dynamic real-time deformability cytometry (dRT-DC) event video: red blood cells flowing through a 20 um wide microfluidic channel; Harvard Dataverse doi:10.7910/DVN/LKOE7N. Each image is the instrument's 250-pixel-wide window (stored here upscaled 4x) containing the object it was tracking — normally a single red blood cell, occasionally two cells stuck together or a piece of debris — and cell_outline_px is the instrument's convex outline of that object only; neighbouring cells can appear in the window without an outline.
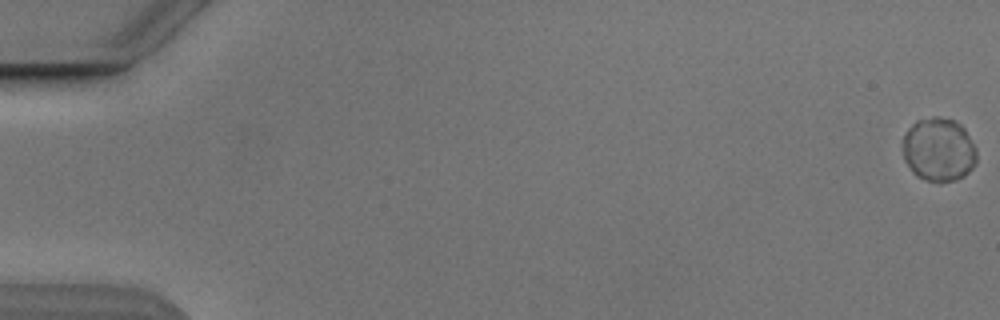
{"species": "Egyptian fruit bat (a non-hibernating species)", "species_latin": "Rousettus aegyptiacus", "temperature_condition": "cold", "stored_images_in_passage": 6, "camera_frame_rate_fps": 3000, "um_per_image_px": 0.085, "animal": {"sex": "male"}, "frame": {"image": 1, "passage_image": 1, "time_ms": 0.0, "image_size_px": [1000, 320], "cell_outline_px": [[976, 164], [964, 176], [956, 180], [924, 180], [916, 176], [912, 172], [904, 160], [900, 144], [908, 128], [916, 120], [932, 116], [936, 116], [956, 120], [964, 128], [976, 148]], "centroid_in_image_um": [79.76, 12.69], "position_along_channel_um": 5.2, "area_um2": 27.74}}
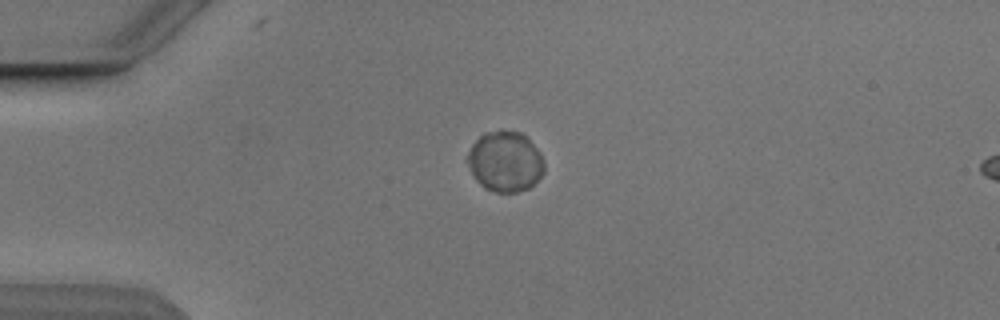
{"frame": {"image": 2, "passage_image": 5, "time_ms": 4.667, "image_size_px": [1000, 320], "cell_outline_px": [[544, 172], [528, 188], [516, 192], [496, 192], [484, 188], [472, 176], [468, 168], [468, 152], [472, 144], [484, 132], [500, 128], [520, 132], [540, 152], [544, 160]], "centroid_in_image_um": [42.91, 13.7], "position_along_channel_um": 42.1, "area_um2": 27.17}}